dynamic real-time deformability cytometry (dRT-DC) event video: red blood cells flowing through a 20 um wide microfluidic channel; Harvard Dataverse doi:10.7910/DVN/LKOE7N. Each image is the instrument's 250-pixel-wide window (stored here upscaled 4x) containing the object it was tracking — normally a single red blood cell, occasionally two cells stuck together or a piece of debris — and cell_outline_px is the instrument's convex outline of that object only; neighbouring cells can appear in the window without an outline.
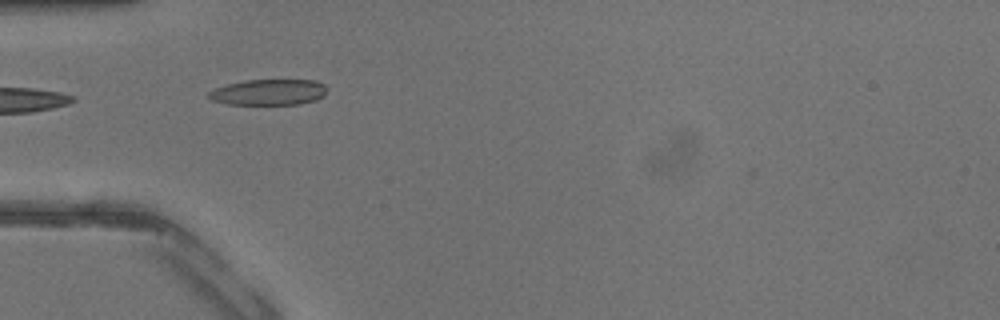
{"species": "common noctule bat (a hibernating species)", "species_latin": "Nyctalus noctula", "temperature_condition": "warm", "stored_images_in_passage": 18, "camera_frame_rate_fps": 3000, "um_per_image_px": 0.085, "animal": {"sex": "male", "body_mass_g": 13.3}, "frame": {"image": 1, "passage_image": 1, "time_ms": 0.0, "image_size_px": [1000, 320], "cell_outline_px": [[328, 88], [324, 96], [316, 100], [300, 104], [228, 104], [212, 100], [208, 96], [208, 92], [216, 88], [228, 84], [244, 80], [316, 80], [324, 84]], "centroid_in_image_um": [22.89, 7.83], "position_along_channel_um": 62.1, "area_um2": 17.86}}
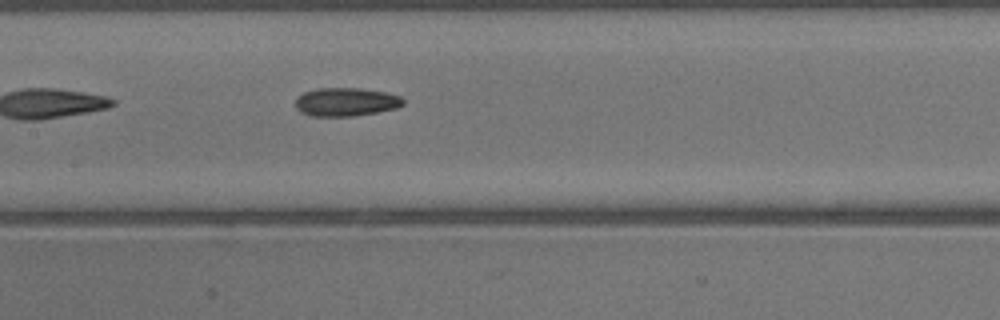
{"frame": {"image": 2, "passage_image": 8, "time_ms": 2.333, "image_size_px": [1000, 320], "cell_outline_px": [[404, 104], [396, 108], [376, 112], [352, 116], [312, 116], [300, 112], [296, 108], [296, 96], [304, 92], [316, 88], [360, 88], [384, 92], [400, 96], [404, 100]], "centroid_in_image_um": [29.37, 8.66], "position_along_channel_um": 178.0, "area_um2": 17.86}}
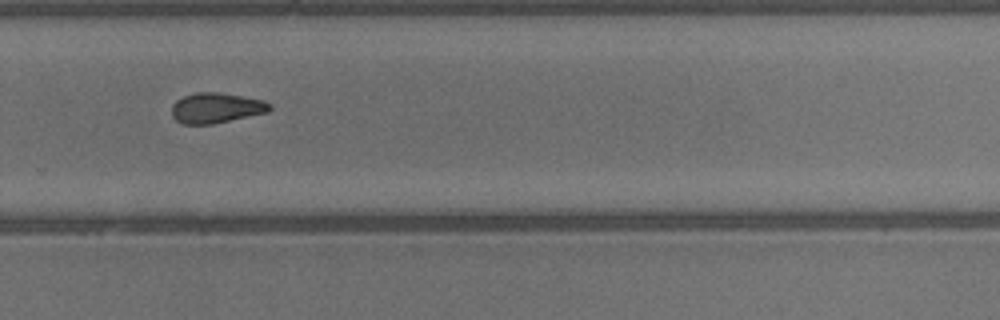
{"frame": {"image": 3, "passage_image": 16, "time_ms": 5.0, "image_size_px": [1000, 320], "cell_outline_px": [[272, 108], [268, 112], [212, 124], [184, 124], [176, 120], [172, 116], [172, 104], [176, 100], [184, 96], [196, 92], [220, 92], [264, 100], [272, 104]], "centroid_in_image_um": [18.38, 9.16], "position_along_channel_um": 311.4, "area_um2": 17.34}}